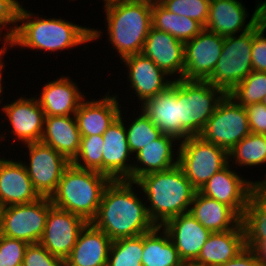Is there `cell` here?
<instances>
[{
	"label": "cell",
	"instance_id": "7c38bea8",
	"mask_svg": "<svg viewBox=\"0 0 266 266\" xmlns=\"http://www.w3.org/2000/svg\"><path fill=\"white\" fill-rule=\"evenodd\" d=\"M266 0L259 2L251 19L245 5L239 0H211L208 19L205 28L220 36H233L252 29L265 15Z\"/></svg>",
	"mask_w": 266,
	"mask_h": 266
},
{
	"label": "cell",
	"instance_id": "74e56055",
	"mask_svg": "<svg viewBox=\"0 0 266 266\" xmlns=\"http://www.w3.org/2000/svg\"><path fill=\"white\" fill-rule=\"evenodd\" d=\"M211 0H161L160 3L169 11L189 17L204 28L208 19Z\"/></svg>",
	"mask_w": 266,
	"mask_h": 266
},
{
	"label": "cell",
	"instance_id": "6da1fadb",
	"mask_svg": "<svg viewBox=\"0 0 266 266\" xmlns=\"http://www.w3.org/2000/svg\"><path fill=\"white\" fill-rule=\"evenodd\" d=\"M134 184L129 180H111L91 221L112 241L139 236L156 227L148 215L147 203L133 191Z\"/></svg>",
	"mask_w": 266,
	"mask_h": 266
},
{
	"label": "cell",
	"instance_id": "484cf974",
	"mask_svg": "<svg viewBox=\"0 0 266 266\" xmlns=\"http://www.w3.org/2000/svg\"><path fill=\"white\" fill-rule=\"evenodd\" d=\"M178 142L180 141L177 138L163 134L157 140L143 147L134 155L137 162L133 161L131 181L135 182L141 176L161 172L176 166L179 154L178 150L177 152L174 151L176 150L174 148L175 145L179 147Z\"/></svg>",
	"mask_w": 266,
	"mask_h": 266
},
{
	"label": "cell",
	"instance_id": "2e32d148",
	"mask_svg": "<svg viewBox=\"0 0 266 266\" xmlns=\"http://www.w3.org/2000/svg\"><path fill=\"white\" fill-rule=\"evenodd\" d=\"M139 108L163 134L179 141L192 136L180 122V79L174 80L170 87L146 100Z\"/></svg>",
	"mask_w": 266,
	"mask_h": 266
},
{
	"label": "cell",
	"instance_id": "f6af8a7d",
	"mask_svg": "<svg viewBox=\"0 0 266 266\" xmlns=\"http://www.w3.org/2000/svg\"><path fill=\"white\" fill-rule=\"evenodd\" d=\"M2 41L4 43H1V44H3V47L0 48V96H1V94L3 92V83H1V82H3L2 80H3L4 77L2 76V72H4L3 69L5 67V63L3 61L4 60L3 59V55H5L6 52H8V50H7L8 47H10V48L14 47L11 40H2ZM1 100L3 102V99L1 98L0 99V104L2 103Z\"/></svg>",
	"mask_w": 266,
	"mask_h": 266
},
{
	"label": "cell",
	"instance_id": "d6a6232c",
	"mask_svg": "<svg viewBox=\"0 0 266 266\" xmlns=\"http://www.w3.org/2000/svg\"><path fill=\"white\" fill-rule=\"evenodd\" d=\"M228 156L229 163L233 161V164L240 167L264 165L266 163V135L250 133L233 147Z\"/></svg>",
	"mask_w": 266,
	"mask_h": 266
},
{
	"label": "cell",
	"instance_id": "d590c367",
	"mask_svg": "<svg viewBox=\"0 0 266 266\" xmlns=\"http://www.w3.org/2000/svg\"><path fill=\"white\" fill-rule=\"evenodd\" d=\"M228 95L243 107L261 103L264 95H266V72L252 71Z\"/></svg>",
	"mask_w": 266,
	"mask_h": 266
},
{
	"label": "cell",
	"instance_id": "681fc988",
	"mask_svg": "<svg viewBox=\"0 0 266 266\" xmlns=\"http://www.w3.org/2000/svg\"><path fill=\"white\" fill-rule=\"evenodd\" d=\"M2 236V208L0 207V237Z\"/></svg>",
	"mask_w": 266,
	"mask_h": 266
},
{
	"label": "cell",
	"instance_id": "8992f818",
	"mask_svg": "<svg viewBox=\"0 0 266 266\" xmlns=\"http://www.w3.org/2000/svg\"><path fill=\"white\" fill-rule=\"evenodd\" d=\"M179 144L178 165L197 191L215 173L229 164L228 152L225 149L199 135L182 140Z\"/></svg>",
	"mask_w": 266,
	"mask_h": 266
},
{
	"label": "cell",
	"instance_id": "ab89813d",
	"mask_svg": "<svg viewBox=\"0 0 266 266\" xmlns=\"http://www.w3.org/2000/svg\"><path fill=\"white\" fill-rule=\"evenodd\" d=\"M266 17L253 27L252 68L253 71L266 72Z\"/></svg>",
	"mask_w": 266,
	"mask_h": 266
},
{
	"label": "cell",
	"instance_id": "7bdbcfd3",
	"mask_svg": "<svg viewBox=\"0 0 266 266\" xmlns=\"http://www.w3.org/2000/svg\"><path fill=\"white\" fill-rule=\"evenodd\" d=\"M245 108L251 133L266 135V105L254 103Z\"/></svg>",
	"mask_w": 266,
	"mask_h": 266
},
{
	"label": "cell",
	"instance_id": "603a6c76",
	"mask_svg": "<svg viewBox=\"0 0 266 266\" xmlns=\"http://www.w3.org/2000/svg\"><path fill=\"white\" fill-rule=\"evenodd\" d=\"M99 100H83L74 114L81 137L103 135L121 111L118 95H109Z\"/></svg>",
	"mask_w": 266,
	"mask_h": 266
},
{
	"label": "cell",
	"instance_id": "f546056e",
	"mask_svg": "<svg viewBox=\"0 0 266 266\" xmlns=\"http://www.w3.org/2000/svg\"><path fill=\"white\" fill-rule=\"evenodd\" d=\"M162 231V232H161ZM142 266H182L180 258L169 234L161 226L144 234Z\"/></svg>",
	"mask_w": 266,
	"mask_h": 266
},
{
	"label": "cell",
	"instance_id": "4fadbf2b",
	"mask_svg": "<svg viewBox=\"0 0 266 266\" xmlns=\"http://www.w3.org/2000/svg\"><path fill=\"white\" fill-rule=\"evenodd\" d=\"M87 223L79 215L53 206L47 215L46 225L39 243L50 254L65 261Z\"/></svg>",
	"mask_w": 266,
	"mask_h": 266
},
{
	"label": "cell",
	"instance_id": "836d02e7",
	"mask_svg": "<svg viewBox=\"0 0 266 266\" xmlns=\"http://www.w3.org/2000/svg\"><path fill=\"white\" fill-rule=\"evenodd\" d=\"M144 234L113 240L107 266H142Z\"/></svg>",
	"mask_w": 266,
	"mask_h": 266
},
{
	"label": "cell",
	"instance_id": "7a4b0ae2",
	"mask_svg": "<svg viewBox=\"0 0 266 266\" xmlns=\"http://www.w3.org/2000/svg\"><path fill=\"white\" fill-rule=\"evenodd\" d=\"M34 15L21 5L11 39L14 47L57 52L93 42L102 34L98 29L77 25L61 17L58 19Z\"/></svg>",
	"mask_w": 266,
	"mask_h": 266
},
{
	"label": "cell",
	"instance_id": "e0dca14e",
	"mask_svg": "<svg viewBox=\"0 0 266 266\" xmlns=\"http://www.w3.org/2000/svg\"><path fill=\"white\" fill-rule=\"evenodd\" d=\"M10 103L2 106V113L10 123L12 131L9 133L16 136L13 141H21L23 144L40 142L45 114L36 96L20 97Z\"/></svg>",
	"mask_w": 266,
	"mask_h": 266
},
{
	"label": "cell",
	"instance_id": "7402d4cb",
	"mask_svg": "<svg viewBox=\"0 0 266 266\" xmlns=\"http://www.w3.org/2000/svg\"><path fill=\"white\" fill-rule=\"evenodd\" d=\"M39 198L24 162L0 157V207L27 204Z\"/></svg>",
	"mask_w": 266,
	"mask_h": 266
},
{
	"label": "cell",
	"instance_id": "11a10c76",
	"mask_svg": "<svg viewBox=\"0 0 266 266\" xmlns=\"http://www.w3.org/2000/svg\"><path fill=\"white\" fill-rule=\"evenodd\" d=\"M5 137H7V136H4V134L1 133L0 139H2V140H0V142L3 141L5 139Z\"/></svg>",
	"mask_w": 266,
	"mask_h": 266
},
{
	"label": "cell",
	"instance_id": "60d3db41",
	"mask_svg": "<svg viewBox=\"0 0 266 266\" xmlns=\"http://www.w3.org/2000/svg\"><path fill=\"white\" fill-rule=\"evenodd\" d=\"M21 5L18 0H0V36L3 33V29H7V32L3 33L0 40L12 39ZM8 25L10 26L9 28Z\"/></svg>",
	"mask_w": 266,
	"mask_h": 266
},
{
	"label": "cell",
	"instance_id": "52a82bcc",
	"mask_svg": "<svg viewBox=\"0 0 266 266\" xmlns=\"http://www.w3.org/2000/svg\"><path fill=\"white\" fill-rule=\"evenodd\" d=\"M253 28L239 35L224 37L221 56L207 80L226 95L252 71Z\"/></svg>",
	"mask_w": 266,
	"mask_h": 266
},
{
	"label": "cell",
	"instance_id": "4316f807",
	"mask_svg": "<svg viewBox=\"0 0 266 266\" xmlns=\"http://www.w3.org/2000/svg\"><path fill=\"white\" fill-rule=\"evenodd\" d=\"M245 248V231L241 222L235 229L211 233L193 263L199 266H218L232 260Z\"/></svg>",
	"mask_w": 266,
	"mask_h": 266
},
{
	"label": "cell",
	"instance_id": "3957f363",
	"mask_svg": "<svg viewBox=\"0 0 266 266\" xmlns=\"http://www.w3.org/2000/svg\"><path fill=\"white\" fill-rule=\"evenodd\" d=\"M144 193L147 211L155 226H163L171 218L189 212L197 191L185 176L181 167L176 166L141 176L135 181ZM147 197V198H145Z\"/></svg>",
	"mask_w": 266,
	"mask_h": 266
},
{
	"label": "cell",
	"instance_id": "f35d334b",
	"mask_svg": "<svg viewBox=\"0 0 266 266\" xmlns=\"http://www.w3.org/2000/svg\"><path fill=\"white\" fill-rule=\"evenodd\" d=\"M28 246L23 240L0 237V266H22L25 250Z\"/></svg>",
	"mask_w": 266,
	"mask_h": 266
},
{
	"label": "cell",
	"instance_id": "8fae6325",
	"mask_svg": "<svg viewBox=\"0 0 266 266\" xmlns=\"http://www.w3.org/2000/svg\"><path fill=\"white\" fill-rule=\"evenodd\" d=\"M29 164L24 161L28 176L41 197L56 191L64 170L71 162L61 153L42 142L27 143Z\"/></svg>",
	"mask_w": 266,
	"mask_h": 266
},
{
	"label": "cell",
	"instance_id": "7dc6e473",
	"mask_svg": "<svg viewBox=\"0 0 266 266\" xmlns=\"http://www.w3.org/2000/svg\"><path fill=\"white\" fill-rule=\"evenodd\" d=\"M264 177H265L264 180H260V181L254 180V183L256 184V191L257 192H266V174Z\"/></svg>",
	"mask_w": 266,
	"mask_h": 266
},
{
	"label": "cell",
	"instance_id": "1f68e13d",
	"mask_svg": "<svg viewBox=\"0 0 266 266\" xmlns=\"http://www.w3.org/2000/svg\"><path fill=\"white\" fill-rule=\"evenodd\" d=\"M246 247L266 246V200L255 191L242 217Z\"/></svg>",
	"mask_w": 266,
	"mask_h": 266
},
{
	"label": "cell",
	"instance_id": "ac0fdd59",
	"mask_svg": "<svg viewBox=\"0 0 266 266\" xmlns=\"http://www.w3.org/2000/svg\"><path fill=\"white\" fill-rule=\"evenodd\" d=\"M103 139V174L111 180L131 181L133 162L130 156L132 153L127 141V132L121 111L103 134Z\"/></svg>",
	"mask_w": 266,
	"mask_h": 266
},
{
	"label": "cell",
	"instance_id": "9c48e42d",
	"mask_svg": "<svg viewBox=\"0 0 266 266\" xmlns=\"http://www.w3.org/2000/svg\"><path fill=\"white\" fill-rule=\"evenodd\" d=\"M250 133L246 108L225 95L199 136L229 153Z\"/></svg>",
	"mask_w": 266,
	"mask_h": 266
},
{
	"label": "cell",
	"instance_id": "8d00e7d4",
	"mask_svg": "<svg viewBox=\"0 0 266 266\" xmlns=\"http://www.w3.org/2000/svg\"><path fill=\"white\" fill-rule=\"evenodd\" d=\"M103 135L81 137L78 154L71 161L74 166L103 174Z\"/></svg>",
	"mask_w": 266,
	"mask_h": 266
},
{
	"label": "cell",
	"instance_id": "f5cc1de1",
	"mask_svg": "<svg viewBox=\"0 0 266 266\" xmlns=\"http://www.w3.org/2000/svg\"><path fill=\"white\" fill-rule=\"evenodd\" d=\"M266 200V192H258Z\"/></svg>",
	"mask_w": 266,
	"mask_h": 266
},
{
	"label": "cell",
	"instance_id": "db71d44e",
	"mask_svg": "<svg viewBox=\"0 0 266 266\" xmlns=\"http://www.w3.org/2000/svg\"><path fill=\"white\" fill-rule=\"evenodd\" d=\"M261 103H263V104H265L266 105V95H264V97H263V99H262V102Z\"/></svg>",
	"mask_w": 266,
	"mask_h": 266
},
{
	"label": "cell",
	"instance_id": "c3c4849f",
	"mask_svg": "<svg viewBox=\"0 0 266 266\" xmlns=\"http://www.w3.org/2000/svg\"><path fill=\"white\" fill-rule=\"evenodd\" d=\"M120 1H123V0H103V2H104V5L103 6L106 7V6H109L111 4L118 3Z\"/></svg>",
	"mask_w": 266,
	"mask_h": 266
},
{
	"label": "cell",
	"instance_id": "b9f144b4",
	"mask_svg": "<svg viewBox=\"0 0 266 266\" xmlns=\"http://www.w3.org/2000/svg\"><path fill=\"white\" fill-rule=\"evenodd\" d=\"M22 266H64V261L50 254L40 243L28 244Z\"/></svg>",
	"mask_w": 266,
	"mask_h": 266
},
{
	"label": "cell",
	"instance_id": "ffe728a7",
	"mask_svg": "<svg viewBox=\"0 0 266 266\" xmlns=\"http://www.w3.org/2000/svg\"><path fill=\"white\" fill-rule=\"evenodd\" d=\"M142 54L150 58L170 78L176 76L173 80L183 78L184 43L169 33L151 27Z\"/></svg>",
	"mask_w": 266,
	"mask_h": 266
},
{
	"label": "cell",
	"instance_id": "ee69618b",
	"mask_svg": "<svg viewBox=\"0 0 266 266\" xmlns=\"http://www.w3.org/2000/svg\"><path fill=\"white\" fill-rule=\"evenodd\" d=\"M218 266H263V264L258 253L255 250L246 247L232 260Z\"/></svg>",
	"mask_w": 266,
	"mask_h": 266
},
{
	"label": "cell",
	"instance_id": "f1b7e54d",
	"mask_svg": "<svg viewBox=\"0 0 266 266\" xmlns=\"http://www.w3.org/2000/svg\"><path fill=\"white\" fill-rule=\"evenodd\" d=\"M40 142L52 147L71 162L78 154L81 142L75 116H45Z\"/></svg>",
	"mask_w": 266,
	"mask_h": 266
},
{
	"label": "cell",
	"instance_id": "277c9868",
	"mask_svg": "<svg viewBox=\"0 0 266 266\" xmlns=\"http://www.w3.org/2000/svg\"><path fill=\"white\" fill-rule=\"evenodd\" d=\"M109 42L120 60L141 54L152 27V3L123 0L104 7Z\"/></svg>",
	"mask_w": 266,
	"mask_h": 266
},
{
	"label": "cell",
	"instance_id": "f907efd6",
	"mask_svg": "<svg viewBox=\"0 0 266 266\" xmlns=\"http://www.w3.org/2000/svg\"><path fill=\"white\" fill-rule=\"evenodd\" d=\"M134 1H146L149 3H157V2H160L161 0H134Z\"/></svg>",
	"mask_w": 266,
	"mask_h": 266
},
{
	"label": "cell",
	"instance_id": "d4e9b609",
	"mask_svg": "<svg viewBox=\"0 0 266 266\" xmlns=\"http://www.w3.org/2000/svg\"><path fill=\"white\" fill-rule=\"evenodd\" d=\"M112 240L88 222L81 230L64 266H107Z\"/></svg>",
	"mask_w": 266,
	"mask_h": 266
},
{
	"label": "cell",
	"instance_id": "83f0119b",
	"mask_svg": "<svg viewBox=\"0 0 266 266\" xmlns=\"http://www.w3.org/2000/svg\"><path fill=\"white\" fill-rule=\"evenodd\" d=\"M189 213L212 233L235 229L242 221L231 207L199 191L194 194Z\"/></svg>",
	"mask_w": 266,
	"mask_h": 266
},
{
	"label": "cell",
	"instance_id": "cb8c5ba5",
	"mask_svg": "<svg viewBox=\"0 0 266 266\" xmlns=\"http://www.w3.org/2000/svg\"><path fill=\"white\" fill-rule=\"evenodd\" d=\"M36 97L45 116H74L85 99L76 82L70 76H61L47 82Z\"/></svg>",
	"mask_w": 266,
	"mask_h": 266
},
{
	"label": "cell",
	"instance_id": "ba28073f",
	"mask_svg": "<svg viewBox=\"0 0 266 266\" xmlns=\"http://www.w3.org/2000/svg\"><path fill=\"white\" fill-rule=\"evenodd\" d=\"M226 94L207 81L180 79V122L192 135H200Z\"/></svg>",
	"mask_w": 266,
	"mask_h": 266
},
{
	"label": "cell",
	"instance_id": "e575fe53",
	"mask_svg": "<svg viewBox=\"0 0 266 266\" xmlns=\"http://www.w3.org/2000/svg\"><path fill=\"white\" fill-rule=\"evenodd\" d=\"M140 111V115L137 118L130 120L131 124L127 126L125 123L127 141L133 156L143 147L163 135L161 130L152 123L150 118L141 109Z\"/></svg>",
	"mask_w": 266,
	"mask_h": 266
},
{
	"label": "cell",
	"instance_id": "9a60e30c",
	"mask_svg": "<svg viewBox=\"0 0 266 266\" xmlns=\"http://www.w3.org/2000/svg\"><path fill=\"white\" fill-rule=\"evenodd\" d=\"M231 166L229 163L215 173L199 192L228 205L242 218L248 202L256 191V184L232 170Z\"/></svg>",
	"mask_w": 266,
	"mask_h": 266
},
{
	"label": "cell",
	"instance_id": "d6986e66",
	"mask_svg": "<svg viewBox=\"0 0 266 266\" xmlns=\"http://www.w3.org/2000/svg\"><path fill=\"white\" fill-rule=\"evenodd\" d=\"M128 70L127 79L130 88L143 104L146 100L153 98L158 93L165 91L171 86L174 80L169 78L150 58L142 53L130 55L121 60ZM169 79H168V78ZM171 79V80H170Z\"/></svg>",
	"mask_w": 266,
	"mask_h": 266
},
{
	"label": "cell",
	"instance_id": "44dd1931",
	"mask_svg": "<svg viewBox=\"0 0 266 266\" xmlns=\"http://www.w3.org/2000/svg\"><path fill=\"white\" fill-rule=\"evenodd\" d=\"M184 263H193L211 235L189 212L171 218L163 226Z\"/></svg>",
	"mask_w": 266,
	"mask_h": 266
},
{
	"label": "cell",
	"instance_id": "5b68a950",
	"mask_svg": "<svg viewBox=\"0 0 266 266\" xmlns=\"http://www.w3.org/2000/svg\"><path fill=\"white\" fill-rule=\"evenodd\" d=\"M110 181L102 173L70 164L64 170L50 200L54 207L91 222L97 215L103 192Z\"/></svg>",
	"mask_w": 266,
	"mask_h": 266
},
{
	"label": "cell",
	"instance_id": "4dcf8cb0",
	"mask_svg": "<svg viewBox=\"0 0 266 266\" xmlns=\"http://www.w3.org/2000/svg\"><path fill=\"white\" fill-rule=\"evenodd\" d=\"M152 27L169 33L183 43L204 29L197 21L169 11L160 2L152 3Z\"/></svg>",
	"mask_w": 266,
	"mask_h": 266
},
{
	"label": "cell",
	"instance_id": "30bf717a",
	"mask_svg": "<svg viewBox=\"0 0 266 266\" xmlns=\"http://www.w3.org/2000/svg\"><path fill=\"white\" fill-rule=\"evenodd\" d=\"M52 207L49 197H41L27 204L3 207L2 235L23 240L28 244L39 243Z\"/></svg>",
	"mask_w": 266,
	"mask_h": 266
},
{
	"label": "cell",
	"instance_id": "bcb514c9",
	"mask_svg": "<svg viewBox=\"0 0 266 266\" xmlns=\"http://www.w3.org/2000/svg\"><path fill=\"white\" fill-rule=\"evenodd\" d=\"M252 249L258 253L263 266H266V246H254Z\"/></svg>",
	"mask_w": 266,
	"mask_h": 266
},
{
	"label": "cell",
	"instance_id": "5bb4252c",
	"mask_svg": "<svg viewBox=\"0 0 266 266\" xmlns=\"http://www.w3.org/2000/svg\"><path fill=\"white\" fill-rule=\"evenodd\" d=\"M223 42V36L204 28L184 43L183 79L207 81L221 56Z\"/></svg>",
	"mask_w": 266,
	"mask_h": 266
},
{
	"label": "cell",
	"instance_id": "816d5d0a",
	"mask_svg": "<svg viewBox=\"0 0 266 266\" xmlns=\"http://www.w3.org/2000/svg\"><path fill=\"white\" fill-rule=\"evenodd\" d=\"M182 266H199L194 263H184Z\"/></svg>",
	"mask_w": 266,
	"mask_h": 266
}]
</instances>
